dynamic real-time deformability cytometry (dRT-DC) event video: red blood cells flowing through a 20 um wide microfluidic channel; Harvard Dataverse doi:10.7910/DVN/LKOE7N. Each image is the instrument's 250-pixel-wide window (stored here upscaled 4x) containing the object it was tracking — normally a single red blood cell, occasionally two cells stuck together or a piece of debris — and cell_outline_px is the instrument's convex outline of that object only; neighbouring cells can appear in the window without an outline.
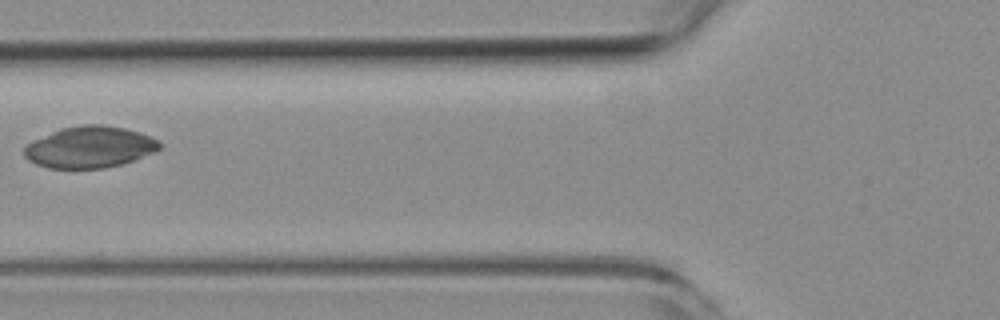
{"species": "common noctule bat (a hibernating species)", "species_latin": "Nyctalus noctula", "temperature_condition": "room temperature", "stored_images_in_passage": 4, "camera_frame_rate_fps": 3000, "um_per_image_px": 0.085, "animal": {"sex": "female", "body_mass_g": 19.3, "forearm_length_mm": 54.1}, "frame": {"image": 1, "passage_image": 3, "time_ms": 2.333, "image_size_px": [1000, 320], "cell_outline_px": [[160, 148], [156, 152], [120, 164], [104, 168], [48, 168], [36, 164], [28, 160], [24, 156], [24, 148], [32, 140], [60, 128], [80, 124], [104, 124], [124, 128], [140, 132], [156, 140], [160, 144]], "centroid_in_image_um": [7.59, 12.49], "position_along_channel_um": 118.2, "area_um2": 32.71}}
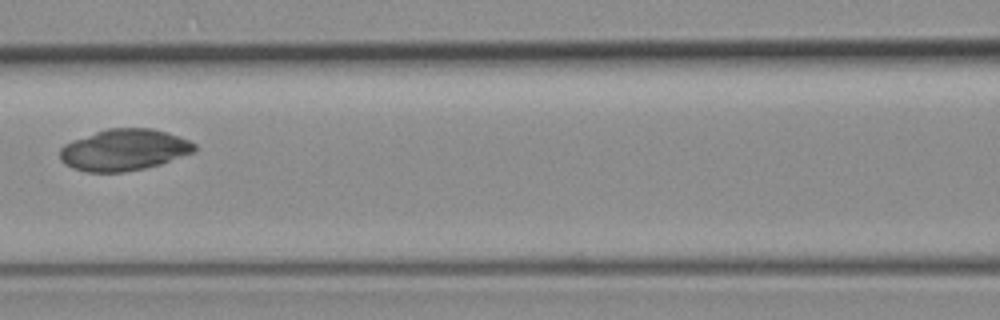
{"frame": {"image": 2, "passage_image": 4, "time_ms": 3.333, "image_size_px": [1000, 320], "cell_outline_px": [[196, 152], [160, 164], [144, 168], [124, 172], [84, 172], [72, 168], [64, 164], [60, 160], [60, 148], [64, 144], [72, 140], [108, 128], [152, 128], [180, 136], [196, 144]], "centroid_in_image_um": [10.54, 12.74], "position_along_channel_um": 156.1, "area_um2": 32.71}}